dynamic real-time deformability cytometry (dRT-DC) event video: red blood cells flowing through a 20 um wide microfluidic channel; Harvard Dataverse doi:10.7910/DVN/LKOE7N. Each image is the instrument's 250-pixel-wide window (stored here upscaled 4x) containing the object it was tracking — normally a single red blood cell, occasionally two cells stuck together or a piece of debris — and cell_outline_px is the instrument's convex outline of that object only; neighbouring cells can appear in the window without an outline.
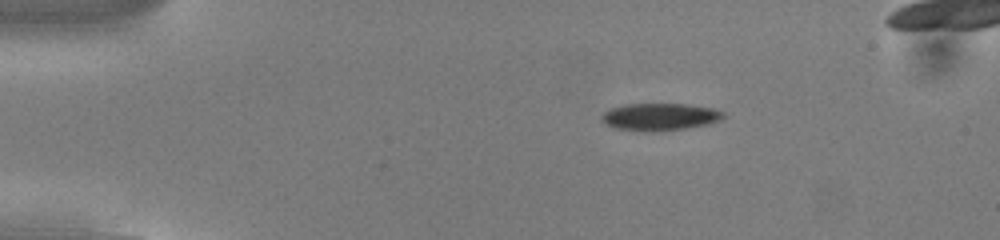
{"species": "common noctule bat (a hibernating species)", "species_latin": "Nyctalus noctula", "temperature_condition": "cold", "stored_images_in_passage": 48, "camera_frame_rate_fps": 3000, "um_per_image_px": 0.085, "animal": {"sex": "male", "body_mass_g": 13.0, "forearm_length_mm": 53.1}, "frame": {"image": 1, "passage_image": 6, "time_ms": 1.667, "image_size_px": [1000, 240], "cell_outline_px": [[728, 116], [720, 120], [708, 124], [688, 128], [652, 132], [616, 128], [604, 124], [600, 120], [600, 116], [604, 112], [612, 108], [624, 104], [688, 104], [712, 108], [724, 112]], "centroid_in_image_um": [56.1, 9.93], "position_along_channel_um": 28.9, "area_um2": 19.54}}
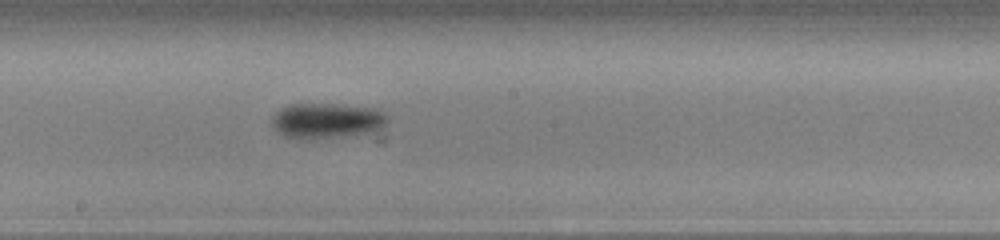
{"frame": {"image": 2, "passage_image": 26, "time_ms": 8.333, "image_size_px": [1000, 240], "cell_outline_px": [[388, 120], [384, 124], [368, 132], [332, 136], [284, 136], [272, 124], [272, 116], [280, 108], [288, 104], [344, 104], [376, 108], [384, 112], [388, 116]], "centroid_in_image_um": [27.78, 10.17], "position_along_channel_um": 220.4, "area_um2": 22.77}}
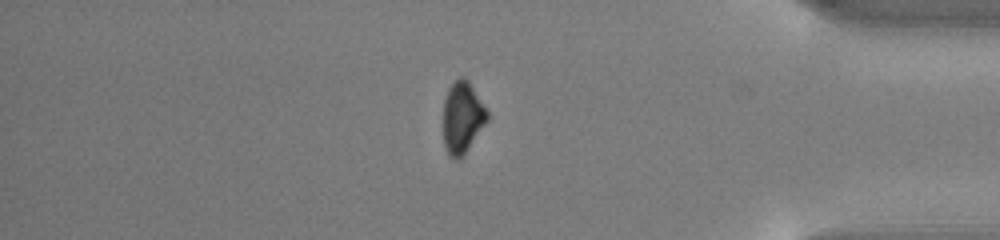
{"frame": {"image": 3, "passage_image": 42, "time_ms": 13.667, "image_size_px": [1000, 240], "cell_outline_px": [[488, 120], [464, 152], [456, 160], [448, 156], [444, 148], [444, 100], [448, 88], [460, 76], [464, 76], [468, 80], [488, 112]], "centroid_in_image_um": [39.28, 9.96], "position_along_channel_um": 395.9, "area_um2": 17.98}}